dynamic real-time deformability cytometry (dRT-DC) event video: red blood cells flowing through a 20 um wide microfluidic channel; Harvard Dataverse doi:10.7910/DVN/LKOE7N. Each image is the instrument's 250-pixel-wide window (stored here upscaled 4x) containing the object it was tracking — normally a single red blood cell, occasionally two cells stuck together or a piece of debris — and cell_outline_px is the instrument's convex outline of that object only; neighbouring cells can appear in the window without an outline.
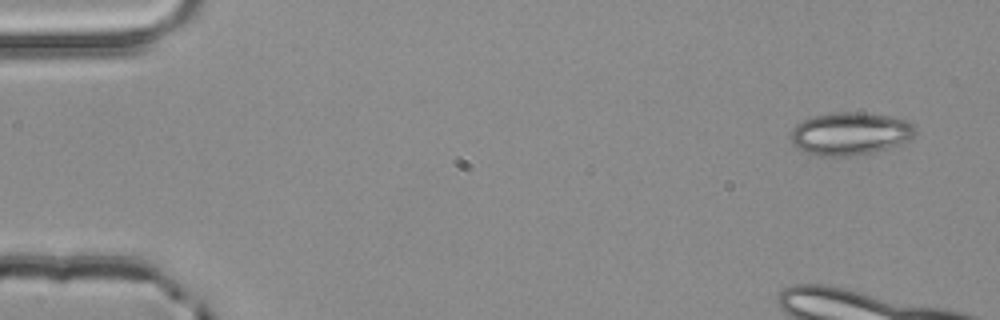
{"species": "common noctule bat (a hibernating species)", "species_latin": "Nyctalus noctula", "temperature_condition": "room temperature", "stored_images_in_passage": 5, "camera_frame_rate_fps": 3000, "um_per_image_px": 0.085, "animal": {"sex": "male", "body_mass_g": 20.4}, "frame": {"image": 1, "passage_image": 1, "time_ms": 0.0, "image_size_px": [1000, 320], "cell_outline_px": [[916, 132], [908, 140], [872, 152], [856, 156], [820, 156], [796, 148], [792, 144], [792, 128], [796, 124], [812, 116], [832, 112], [864, 112], [888, 116], [908, 120], [916, 128]], "centroid_in_image_um": [72.24, 11.34], "position_along_channel_um": 12.8, "area_um2": 30.92}}